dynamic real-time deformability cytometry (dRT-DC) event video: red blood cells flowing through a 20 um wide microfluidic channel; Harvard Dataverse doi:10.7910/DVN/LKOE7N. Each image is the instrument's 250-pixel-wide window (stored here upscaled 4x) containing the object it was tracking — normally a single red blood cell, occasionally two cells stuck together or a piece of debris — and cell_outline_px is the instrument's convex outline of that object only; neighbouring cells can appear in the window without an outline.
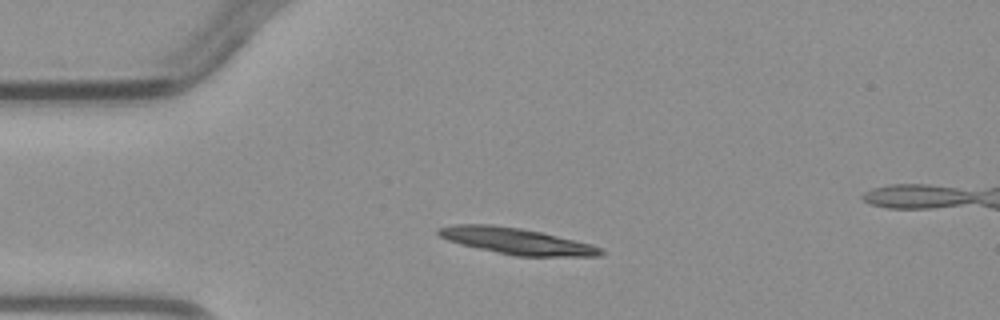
{"species": "common noctule bat (a hibernating species)", "species_latin": "Nyctalus noctula", "temperature_condition": "warm", "stored_images_in_passage": 4, "camera_frame_rate_fps": 3000, "um_per_image_px": 0.085, "animal": {"sex": "male", "body_mass_g": 23.1, "forearm_length_mm": 52.7}, "frame": {"image": 1, "passage_image": 3, "time_ms": 2.667, "image_size_px": [1000, 320], "cell_outline_px": [[604, 252], [600, 256], [516, 256], [460, 244], [448, 240], [440, 236], [436, 232], [436, 228], [452, 224], [492, 224], [520, 228], [540, 232], [592, 244], [600, 248]], "centroid_in_image_um": [43.85, 20.48], "position_along_channel_um": 41.1, "area_um2": 24.68}}